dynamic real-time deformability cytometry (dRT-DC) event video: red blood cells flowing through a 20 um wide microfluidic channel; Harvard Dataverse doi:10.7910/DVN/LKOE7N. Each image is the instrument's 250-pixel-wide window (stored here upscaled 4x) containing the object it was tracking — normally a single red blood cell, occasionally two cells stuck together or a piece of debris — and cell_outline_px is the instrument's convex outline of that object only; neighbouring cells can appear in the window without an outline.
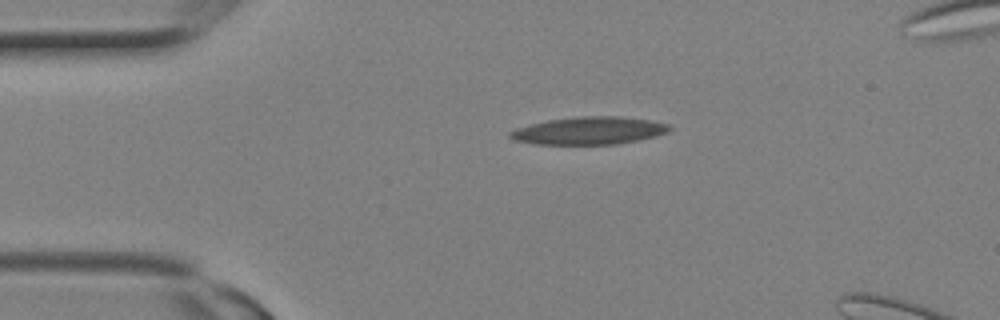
{"species": "Egyptian fruit bat (a non-hibernating species)", "species_latin": "Rousettus aegyptiacus", "temperature_condition": "room temperature", "stored_images_in_passage": 4, "camera_frame_rate_fps": 3000, "um_per_image_px": 0.085, "animal": {"sex": "female"}, "frame": {"image": 1, "passage_image": 1, "time_ms": 0.0, "image_size_px": [1000, 320], "cell_outline_px": [[672, 128], [668, 132], [656, 136], [616, 144], [536, 144], [512, 140], [508, 136], [508, 132], [516, 128], [548, 120], [576, 116], [620, 116], [648, 120], [668, 124]], "centroid_in_image_um": [50.04, 11.1], "position_along_channel_um": 35.0, "area_um2": 25.61}}